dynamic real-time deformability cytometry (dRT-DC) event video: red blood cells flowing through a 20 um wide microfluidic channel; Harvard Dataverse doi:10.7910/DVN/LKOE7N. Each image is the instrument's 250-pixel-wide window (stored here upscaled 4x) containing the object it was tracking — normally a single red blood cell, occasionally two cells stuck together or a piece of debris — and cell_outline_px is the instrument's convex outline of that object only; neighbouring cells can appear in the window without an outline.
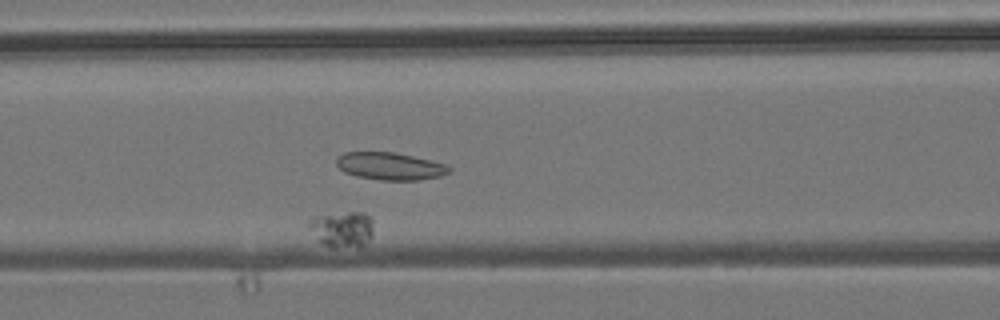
{"species": "common noctule bat (a hibernating species)", "species_latin": "Nyctalus noctula", "temperature_condition": "room temperature", "stored_images_in_passage": 8, "camera_frame_rate_fps": 3000, "um_per_image_px": 0.085, "animal": {"sex": "male", "body_mass_g": 19.2, "forearm_length_mm": 51.8}, "frame": {"image": 1, "passage_image": 5, "time_ms": 4.667, "image_size_px": [1000, 320], "cell_outline_px": [[372, 236], [360, 248], [332, 248], [316, 240], [304, 224], [312, 216], [348, 212], [364, 212], [372, 220]], "centroid_in_image_um": [29.01, 19.5], "position_along_channel_um": 137.6, "area_um2": 14.1}}
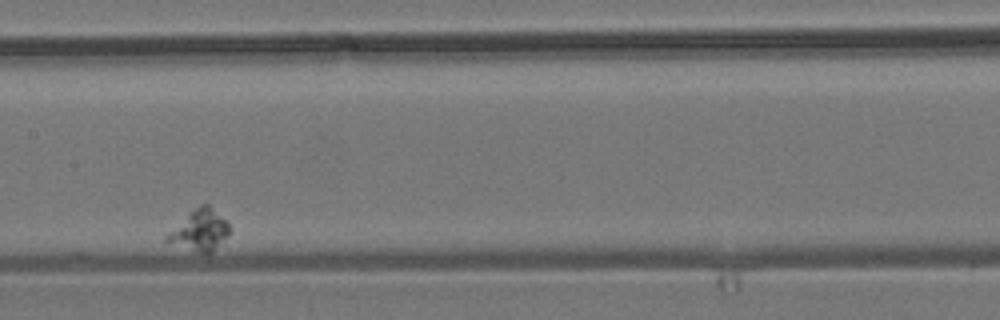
{"frame": {"image": 2, "passage_image": 7, "time_ms": 7.0, "image_size_px": [1000, 320], "cell_outline_px": [[228, 236], [208, 256], [164, 244], [164, 236], [188, 212], [200, 204], [208, 204], [228, 224]], "centroid_in_image_um": [16.87, 19.65], "position_along_channel_um": 190.5, "area_um2": 15.43}}